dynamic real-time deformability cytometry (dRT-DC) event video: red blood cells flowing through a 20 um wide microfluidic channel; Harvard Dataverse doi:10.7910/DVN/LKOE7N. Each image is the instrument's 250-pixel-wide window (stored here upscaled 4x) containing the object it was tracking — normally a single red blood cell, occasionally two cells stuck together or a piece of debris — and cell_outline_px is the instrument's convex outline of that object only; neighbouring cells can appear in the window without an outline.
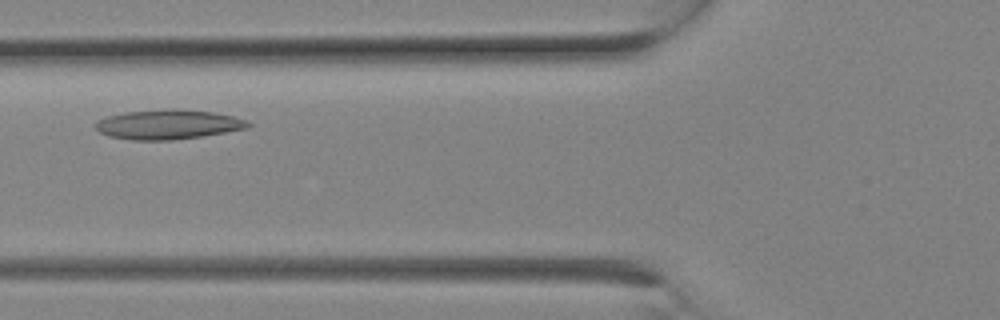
{"species": "Egyptian fruit bat (a non-hibernating species)", "species_latin": "Rousettus aegyptiacus", "temperature_condition": "room temperature", "stored_images_in_passage": 2, "camera_frame_rate_fps": 3000, "um_per_image_px": 0.085, "animal": {"sex": "female"}, "frame": {"image": 1, "passage_image": 2, "time_ms": 0.333, "image_size_px": [1000, 320], "cell_outline_px": [[252, 124], [248, 128], [200, 136], [172, 140], [132, 140], [108, 136], [100, 132], [96, 128], [96, 120], [108, 116], [124, 112], [172, 108], [176, 108], [212, 112], [232, 116], [248, 120]], "centroid_in_image_um": [14.28, 10.57], "position_along_channel_um": 111.5, "area_um2": 26.3}}